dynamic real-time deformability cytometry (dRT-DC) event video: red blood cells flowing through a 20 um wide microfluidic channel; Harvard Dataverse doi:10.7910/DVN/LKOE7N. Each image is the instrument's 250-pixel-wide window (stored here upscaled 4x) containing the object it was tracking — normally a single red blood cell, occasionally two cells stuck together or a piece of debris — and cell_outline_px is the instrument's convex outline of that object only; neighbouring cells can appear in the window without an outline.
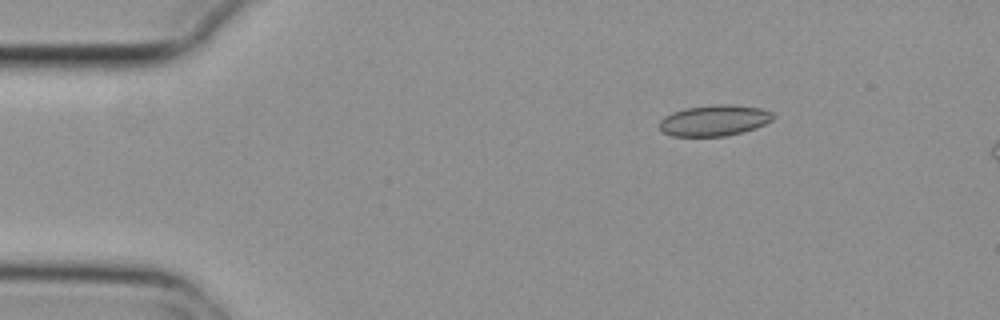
{"species": "common noctule bat (a hibernating species)", "species_latin": "Nyctalus noctula", "temperature_condition": "cold", "stored_images_in_passage": 3, "camera_frame_rate_fps": 3000, "um_per_image_px": 0.085, "animal": {"sex": "female", "body_mass_g": 29.2, "forearm_length_mm": 56.3}, "frame": {"image": 1, "passage_image": 1, "time_ms": 0.0, "image_size_px": [1000, 320], "cell_outline_px": [[776, 116], [772, 120], [756, 128], [724, 136], [672, 136], [660, 132], [660, 120], [664, 116], [672, 112], [684, 108], [712, 104], [736, 104], [760, 108], [772, 112]], "centroid_in_image_um": [60.7, 10.22], "position_along_channel_um": 24.3, "area_um2": 20.75}}